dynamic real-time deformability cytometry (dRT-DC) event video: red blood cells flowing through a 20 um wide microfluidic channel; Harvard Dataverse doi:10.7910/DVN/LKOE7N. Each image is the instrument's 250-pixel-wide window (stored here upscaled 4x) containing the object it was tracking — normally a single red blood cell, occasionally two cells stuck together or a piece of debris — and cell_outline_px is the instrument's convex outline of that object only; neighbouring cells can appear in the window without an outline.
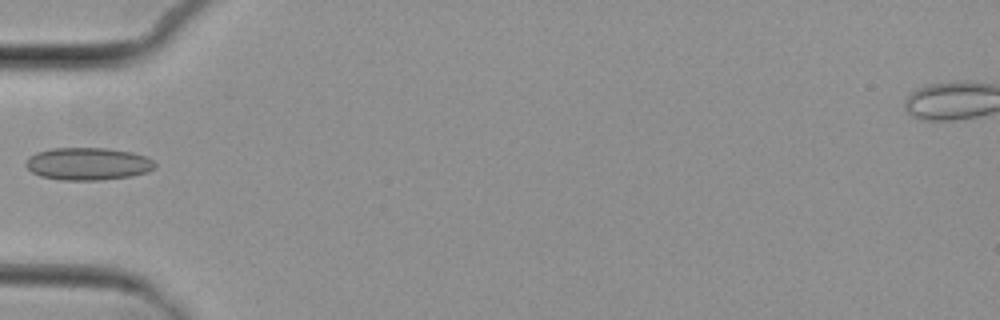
{"species": "common noctule bat (a hibernating species)", "species_latin": "Nyctalus noctula", "temperature_condition": "cold", "stored_images_in_passage": 7, "camera_frame_rate_fps": 3000, "um_per_image_px": 0.085, "animal": {"sex": "female", "body_mass_g": 29.2, "forearm_length_mm": 56.3}, "frame": {"image": 1, "passage_image": 5, "time_ms": 5.0, "image_size_px": [1000, 320], "cell_outline_px": [[156, 168], [148, 172], [132, 176], [100, 180], [60, 180], [40, 176], [32, 172], [24, 164], [28, 156], [36, 152], [52, 148], [108, 148], [132, 152], [144, 156], [152, 160], [156, 164]], "centroid_in_image_um": [7.46, 13.92], "position_along_channel_um": 77.5, "area_um2": 24.68}}
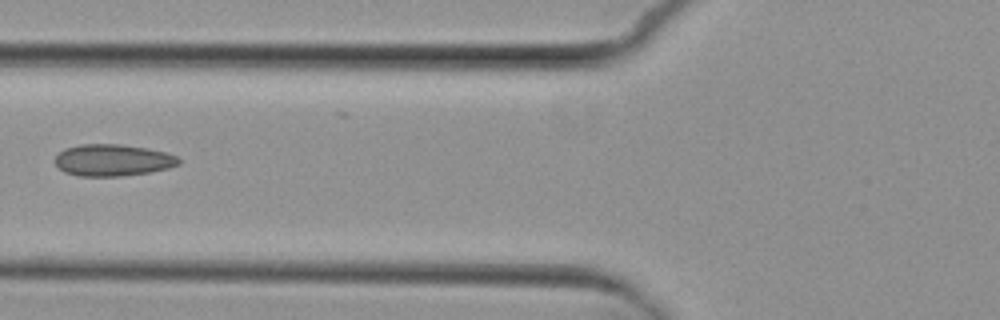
{"frame": {"image": 2, "passage_image": 6, "time_ms": 6.0, "image_size_px": [1000, 320], "cell_outline_px": [[180, 164], [168, 168], [148, 172], [120, 176], [76, 176], [64, 172], [52, 160], [64, 148], [80, 144], [120, 144], [148, 148], [164, 152], [176, 156], [180, 160]], "centroid_in_image_um": [9.54, 13.61], "position_along_channel_um": 116.3, "area_um2": 22.95}}